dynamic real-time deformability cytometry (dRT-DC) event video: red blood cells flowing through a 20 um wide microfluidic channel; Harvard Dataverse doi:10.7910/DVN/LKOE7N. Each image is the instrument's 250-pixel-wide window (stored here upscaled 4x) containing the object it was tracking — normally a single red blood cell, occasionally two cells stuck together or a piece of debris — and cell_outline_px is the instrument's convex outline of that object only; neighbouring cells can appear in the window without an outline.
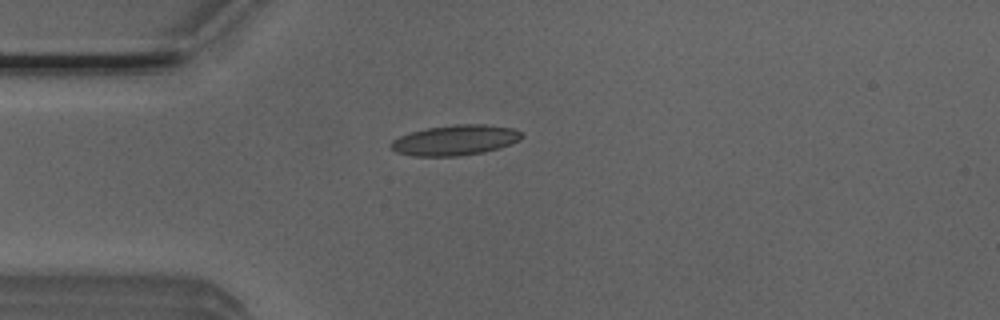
{"species": "Egyptian fruit bat (a non-hibernating species)", "species_latin": "Rousettus aegyptiacus", "temperature_condition": "room temperature", "stored_images_in_passage": 1, "camera_frame_rate_fps": 3000, "um_per_image_px": 0.085, "animal": {"sex": "male"}, "frame": {"image": 1, "passage_image": 1, "time_ms": 0.0, "image_size_px": [1000, 320], "cell_outline_px": [[524, 136], [520, 140], [500, 148], [484, 152], [460, 156], [412, 156], [396, 152], [388, 144], [392, 140], [400, 136], [424, 128], [452, 124], [484, 124], [512, 128], [520, 132]], "centroid_in_image_um": [38.68, 11.91], "position_along_channel_um": 46.3, "area_um2": 23.29}}